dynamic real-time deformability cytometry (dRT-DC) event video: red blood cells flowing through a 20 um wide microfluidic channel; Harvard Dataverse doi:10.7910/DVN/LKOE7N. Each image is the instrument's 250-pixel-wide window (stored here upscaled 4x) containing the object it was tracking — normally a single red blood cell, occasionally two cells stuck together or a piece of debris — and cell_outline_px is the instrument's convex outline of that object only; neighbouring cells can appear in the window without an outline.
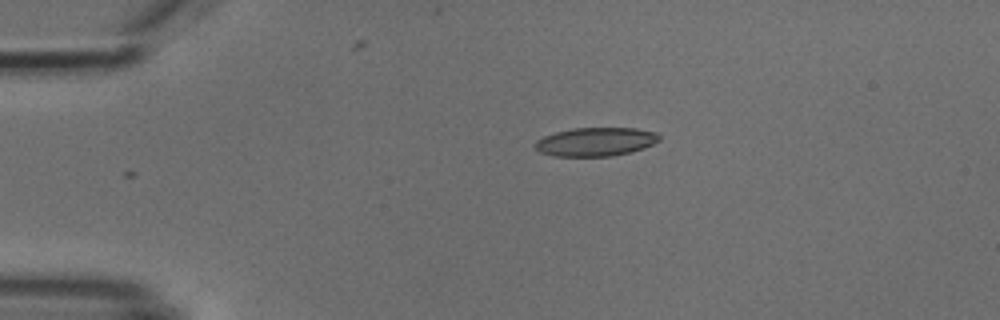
{"species": "common noctule bat (a hibernating species)", "species_latin": "Nyctalus noctula", "temperature_condition": "cold", "stored_images_in_passage": 2, "camera_frame_rate_fps": 3000, "um_per_image_px": 0.085, "animal": {"sex": "male", "body_mass_g": 18.8}, "frame": {"image": 1, "passage_image": 1, "time_ms": 0.0, "image_size_px": [1000, 320], "cell_outline_px": [[660, 140], [644, 148], [612, 156], [556, 156], [540, 152], [532, 144], [536, 140], [544, 136], [556, 132], [572, 128], [636, 128], [656, 132], [660, 136]], "centroid_in_image_um": [50.62, 12.04], "position_along_channel_um": 34.4, "area_um2": 20.69}}